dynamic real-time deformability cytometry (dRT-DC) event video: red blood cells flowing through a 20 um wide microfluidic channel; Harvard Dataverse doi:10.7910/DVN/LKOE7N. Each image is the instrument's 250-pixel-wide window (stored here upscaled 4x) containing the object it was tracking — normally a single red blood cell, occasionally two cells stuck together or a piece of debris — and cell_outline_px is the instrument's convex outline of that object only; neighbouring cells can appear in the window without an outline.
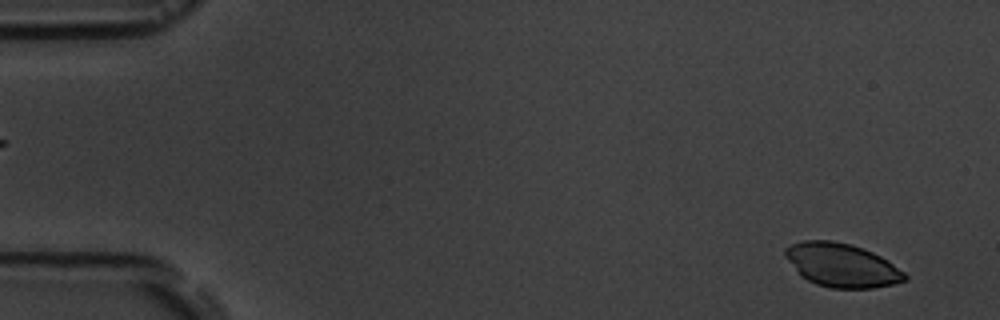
{"species": "common noctule bat (a hibernating species)", "species_latin": "Nyctalus noctula", "temperature_condition": "room temperature", "stored_images_in_passage": 5, "segment_of_instrument_passage": [2, 2], "camera_frame_rate_fps": 3000, "um_per_image_px": 0.085, "animal": {"sex": "male", "body_mass_g": 19.5, "forearm_length_mm": 54.6}, "frame": {"image": 1, "passage_image": 5, "time_ms": 5.667, "image_size_px": [1000, 320], "cell_outline_px": [[908, 280], [892, 284], [872, 288], [832, 288], [816, 284], [800, 276], [796, 272], [784, 256], [784, 248], [792, 244], [804, 240], [832, 240], [848, 244], [872, 252], [888, 260], [904, 272], [908, 276]], "centroid_in_image_um": [71.52, 22.54], "position_along_channel_um": 13.5, "area_um2": 30.4}}